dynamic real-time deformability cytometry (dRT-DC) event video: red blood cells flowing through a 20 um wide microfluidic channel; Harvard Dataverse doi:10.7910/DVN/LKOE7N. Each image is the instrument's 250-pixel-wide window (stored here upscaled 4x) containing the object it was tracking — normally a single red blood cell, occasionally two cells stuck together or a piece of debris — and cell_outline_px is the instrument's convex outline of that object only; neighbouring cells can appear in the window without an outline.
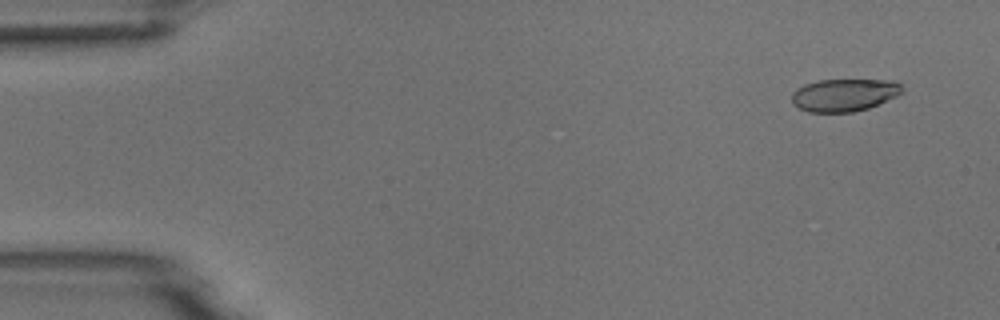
{"species": "common noctule bat (a hibernating species)", "species_latin": "Nyctalus noctula", "temperature_condition": "room temperature", "stored_images_in_passage": 4, "camera_frame_rate_fps": 3000, "um_per_image_px": 0.085, "animal": {"sex": "male", "body_mass_g": 18.8}, "frame": {"image": 1, "passage_image": 1, "time_ms": 0.0, "image_size_px": [1000, 320], "cell_outline_px": [[904, 92], [896, 96], [868, 108], [852, 112], [808, 112], [792, 104], [792, 92], [796, 88], [804, 84], [820, 80], [896, 80], [904, 88]], "centroid_in_image_um": [71.76, 8.06], "position_along_channel_um": 13.2, "area_um2": 21.04}}
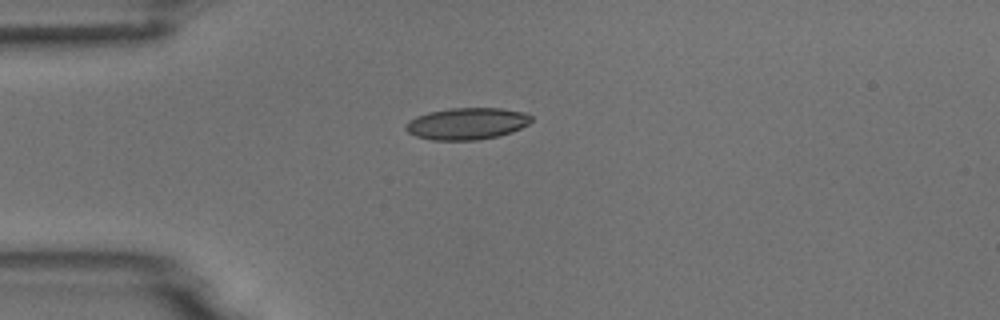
{"frame": {"image": 2, "passage_image": 4, "time_ms": 3.333, "image_size_px": [1000, 320], "cell_outline_px": [[532, 120], [528, 124], [512, 132], [500, 136], [476, 140], [432, 140], [416, 136], [408, 132], [404, 128], [404, 124], [408, 120], [416, 116], [428, 112], [448, 108], [500, 108], [524, 112], [532, 116]], "centroid_in_image_um": [39.66, 10.51], "position_along_channel_um": 45.3, "area_um2": 23.47}}